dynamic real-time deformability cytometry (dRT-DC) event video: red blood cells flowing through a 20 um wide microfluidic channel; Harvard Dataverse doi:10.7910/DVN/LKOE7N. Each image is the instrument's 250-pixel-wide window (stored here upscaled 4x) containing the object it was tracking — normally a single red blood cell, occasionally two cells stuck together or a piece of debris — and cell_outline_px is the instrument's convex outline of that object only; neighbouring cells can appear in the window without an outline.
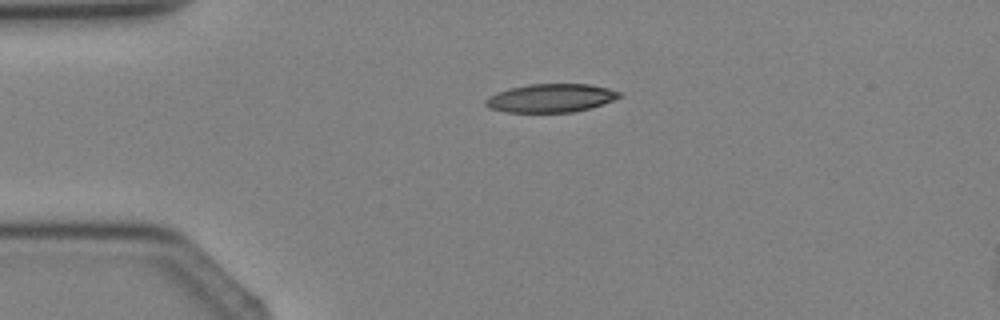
{"species": "Egyptian fruit bat (a non-hibernating species)", "species_latin": "Rousettus aegyptiacus", "temperature_condition": "cold", "stored_images_in_passage": 4, "camera_frame_rate_fps": 3000, "um_per_image_px": 0.085, "animal": {"sex": "female"}, "frame": {"image": 1, "passage_image": 3, "time_ms": 2.0, "image_size_px": [1000, 320], "cell_outline_px": [[624, 96], [588, 108], [572, 112], [504, 112], [488, 108], [484, 104], [484, 100], [488, 96], [496, 92], [528, 84], [588, 84], [608, 88], [620, 92]], "centroid_in_image_um": [46.77, 8.33], "position_along_channel_um": 38.2, "area_um2": 22.08}}